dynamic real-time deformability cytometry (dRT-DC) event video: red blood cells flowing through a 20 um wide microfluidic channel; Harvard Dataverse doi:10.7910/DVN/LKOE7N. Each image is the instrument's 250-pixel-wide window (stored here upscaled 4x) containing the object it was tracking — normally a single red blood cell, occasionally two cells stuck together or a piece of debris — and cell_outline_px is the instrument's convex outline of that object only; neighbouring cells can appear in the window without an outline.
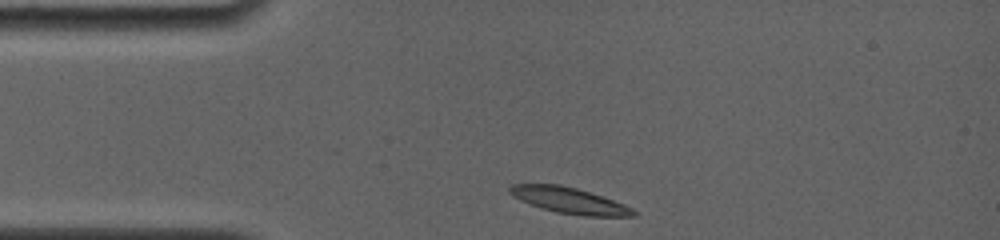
{"species": "common noctule bat (a hibernating species)", "species_latin": "Nyctalus noctula", "temperature_condition": "room temperature", "stored_images_in_passage": 45, "camera_frame_rate_fps": 4000, "um_per_image_px": 0.085, "animal": {"sex": "female", "body_mass_g": 19.0, "forearm_length_mm": 56.7}, "frame": {"image": 1, "passage_image": 1, "time_ms": 0.0, "image_size_px": [1000, 240], "cell_outline_px": [[636, 216], [584, 216], [556, 212], [540, 208], [520, 200], [512, 196], [508, 192], [508, 188], [512, 184], [560, 184], [576, 188], [624, 204], [632, 208], [636, 212]], "centroid_in_image_um": [48.35, 17.04], "position_along_channel_um": 36.7, "area_um2": 18.61}}
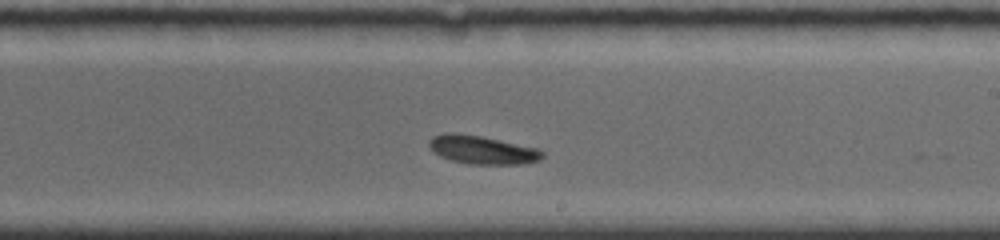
{"frame": {"image": 2, "passage_image": 26, "time_ms": 6.25, "image_size_px": [1000, 240], "cell_outline_px": [[544, 156], [540, 160], [524, 164], [472, 164], [452, 160], [440, 156], [428, 148], [428, 140], [432, 136], [444, 132], [456, 132], [480, 136], [540, 148], [544, 152]], "centroid_in_image_um": [40.98, 12.72], "position_along_channel_um": 248.0, "area_um2": 19.02}}
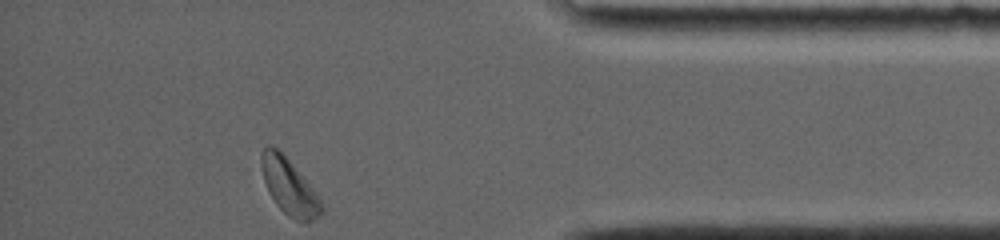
{"frame": {"image": 3, "passage_image": 45, "time_ms": 11.0, "image_size_px": [1000, 240], "cell_outline_px": [[324, 212], [308, 224], [296, 220], [288, 216], [276, 204], [264, 180], [260, 164], [260, 152], [268, 144], [276, 148], [288, 160], [316, 192], [324, 204]], "centroid_in_image_um": [24.6, 15.9], "position_along_channel_um": 410.6, "area_um2": 19.48}, "authors_computed_cell_mechanics": {"area_um2": 18.9006, "velocity_mm_per_s": 3.8077, "shape_relaxation_time_tau1_ms": 2.1234, "shape_relaxation_time_tau2_ms": null, "deformation_change_tau1": 0.0878, "deformation_change_tau2": null}}